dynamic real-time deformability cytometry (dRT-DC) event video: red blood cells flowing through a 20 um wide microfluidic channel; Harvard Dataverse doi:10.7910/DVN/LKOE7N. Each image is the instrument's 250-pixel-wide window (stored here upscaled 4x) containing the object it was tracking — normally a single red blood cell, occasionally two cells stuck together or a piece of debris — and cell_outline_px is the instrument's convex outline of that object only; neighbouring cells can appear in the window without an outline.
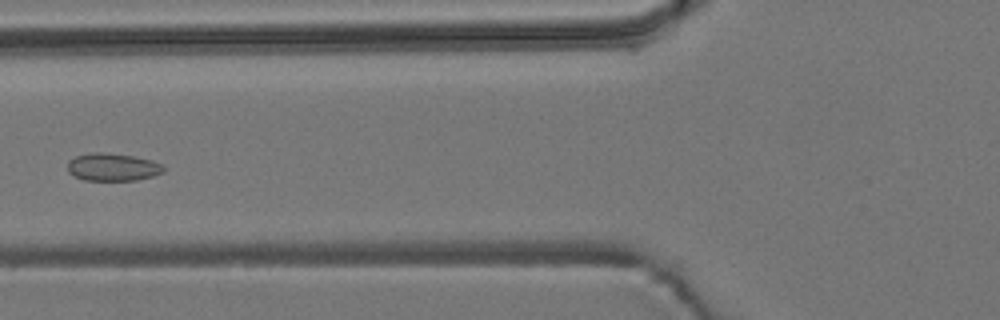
{"species": "common noctule bat (a hibernating species)", "species_latin": "Nyctalus noctula", "temperature_condition": "room temperature", "stored_images_in_passage": 7, "camera_frame_rate_fps": 3000, "um_per_image_px": 0.085, "animal": {"sex": "male", "body_mass_g": 19.2, "forearm_length_mm": 51.8}, "frame": {"image": 1, "passage_image": 6, "time_ms": 6.0, "image_size_px": [1000, 320], "cell_outline_px": [[164, 172], [152, 176], [136, 180], [84, 180], [68, 172], [68, 160], [76, 156], [92, 152], [104, 152], [132, 156], [152, 160], [164, 164]], "centroid_in_image_um": [9.59, 14.19], "position_along_channel_um": 116.2, "area_um2": 15.49}}
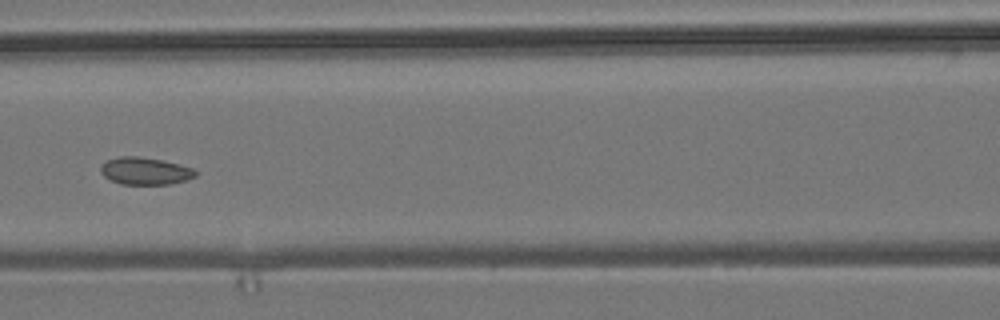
{"frame": {"image": 2, "passage_image": 7, "time_ms": 7.0, "image_size_px": [1000, 320], "cell_outline_px": [[196, 176], [188, 180], [172, 184], [120, 184], [104, 176], [100, 172], [100, 168], [108, 160], [120, 156], [140, 156], [180, 164], [192, 168], [196, 172]], "centroid_in_image_um": [12.36, 14.54], "position_along_channel_um": 154.2, "area_um2": 15.03}}